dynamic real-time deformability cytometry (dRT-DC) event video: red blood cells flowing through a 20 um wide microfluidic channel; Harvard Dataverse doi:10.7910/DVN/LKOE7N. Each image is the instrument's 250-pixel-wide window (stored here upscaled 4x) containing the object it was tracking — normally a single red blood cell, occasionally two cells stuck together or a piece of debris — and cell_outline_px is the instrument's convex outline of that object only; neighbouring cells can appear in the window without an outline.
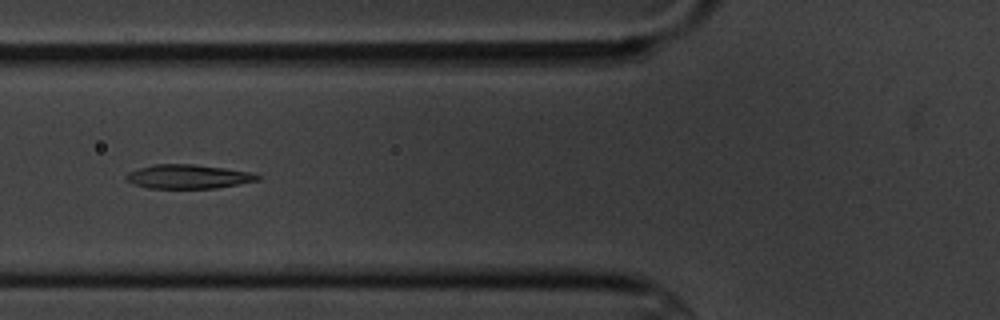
{"species": "common noctule bat (a hibernating species)", "species_latin": "Nyctalus noctula", "temperature_condition": "cold", "stored_images_in_passage": 14, "camera_frame_rate_fps": 3000, "um_per_image_px": 0.085, "animal": {"sex": "male", "body_mass_g": 20.1, "forearm_length_mm": 53.5}, "frame": {"image": 1, "passage_image": 4, "time_ms": 3.667, "image_size_px": [1000, 320], "cell_outline_px": [[264, 176], [260, 180], [216, 188], [148, 188], [132, 184], [124, 180], [124, 176], [128, 172], [152, 164], [192, 164], [224, 168], [248, 172]], "centroid_in_image_um": [15.96, 15.01], "position_along_channel_um": 109.8, "area_um2": 18.5}}
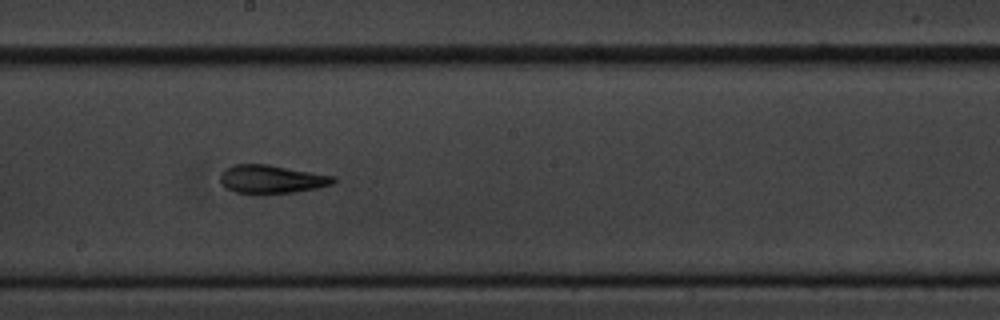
{"frame": {"image": 2, "passage_image": 7, "time_ms": 7.0, "image_size_px": [1000, 320], "cell_outline_px": [[336, 180], [332, 184], [316, 188], [296, 192], [236, 192], [224, 188], [220, 184], [220, 172], [224, 168], [232, 164], [268, 164], [336, 176]], "centroid_in_image_um": [23.05, 15.2], "position_along_channel_um": 225.2, "area_um2": 18.61}}
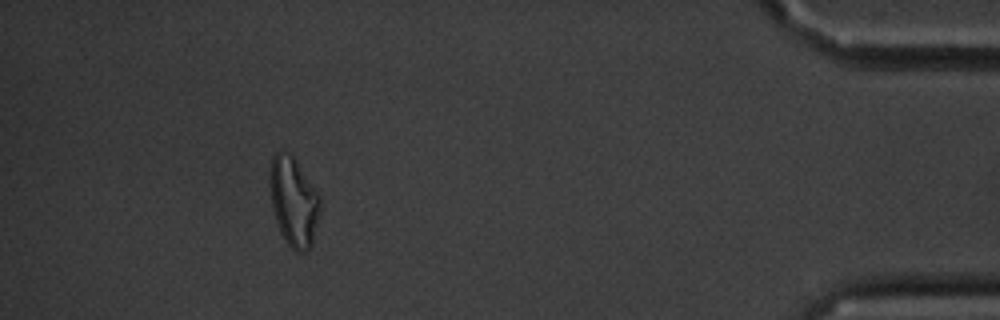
{"frame": {"image": 3, "passage_image": 13, "time_ms": 14.0, "image_size_px": [1000, 320], "cell_outline_px": [[320, 212], [312, 244], [304, 252], [296, 252], [284, 240], [280, 232], [272, 208], [268, 184], [268, 172], [272, 156], [280, 148], [288, 152], [292, 156], [320, 196]], "centroid_in_image_um": [24.92, 17.11], "position_along_channel_um": 410.3, "area_um2": 26.36}, "authors_computed_cell_mechanics": {"area_um2": 18.6694, "velocity_mm_per_s": 3.4462, "shape_relaxation_time_tau1_ms": 4.231, "shape_relaxation_time_tau2_ms": 4.8332, "deformation_change_tau1": 0.1365, "deformation_change_tau2": 0.123}}